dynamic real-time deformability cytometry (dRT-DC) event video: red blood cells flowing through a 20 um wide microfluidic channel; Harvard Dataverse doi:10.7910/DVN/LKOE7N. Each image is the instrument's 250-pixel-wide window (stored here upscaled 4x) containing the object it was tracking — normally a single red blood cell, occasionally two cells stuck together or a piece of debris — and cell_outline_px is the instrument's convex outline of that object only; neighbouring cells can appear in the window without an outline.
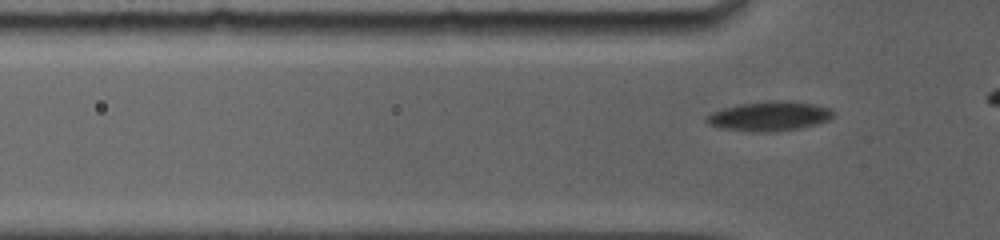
{"species": "common noctule bat (a hibernating species)", "species_latin": "Nyctalus noctula", "temperature_condition": "room temperature", "stored_images_in_passage": 20, "camera_frame_rate_fps": 5000, "um_per_image_px": 0.085, "animal": {"sex": "female", "body_mass_g": 19.0, "forearm_length_mm": 56.7}, "frame": {"image": 1, "passage_image": 11, "time_ms": 1.2, "image_size_px": [1000, 240], "cell_outline_px": [[832, 116], [828, 120], [816, 124], [800, 128], [776, 132], [752, 132], [720, 128], [708, 124], [704, 120], [712, 112], [720, 108], [736, 104], [768, 100], [780, 100], [816, 104], [832, 108]], "centroid_in_image_um": [65.36, 9.87], "position_along_channel_um": 60.4, "area_um2": 22.14}}
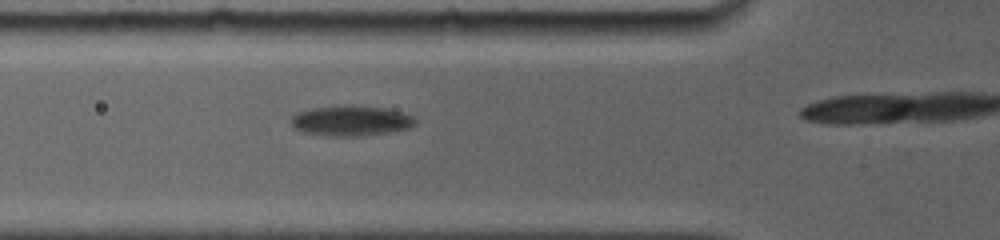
{"frame": {"image": 2, "passage_image": 19, "time_ms": 2.2, "image_size_px": [1000, 240], "cell_outline_px": [[416, 124], [408, 128], [388, 132], [356, 136], [332, 136], [304, 132], [292, 128], [292, 116], [296, 112], [312, 108], [352, 104], [384, 108], [404, 112], [412, 116], [416, 120]], "centroid_in_image_um": [29.82, 10.24], "position_along_channel_um": 96.0, "area_um2": 21.96}}